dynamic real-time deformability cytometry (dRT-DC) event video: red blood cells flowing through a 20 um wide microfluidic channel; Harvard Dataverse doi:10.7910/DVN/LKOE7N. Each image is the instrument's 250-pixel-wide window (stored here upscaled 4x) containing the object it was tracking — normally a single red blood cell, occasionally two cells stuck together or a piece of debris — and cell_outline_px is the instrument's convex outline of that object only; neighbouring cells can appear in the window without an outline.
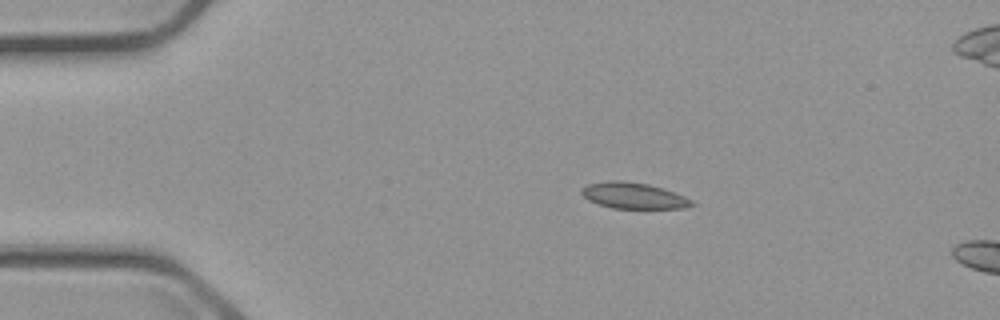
{"species": "common noctule bat (a hibernating species)", "species_latin": "Nyctalus noctula", "temperature_condition": "cold", "stored_images_in_passage": 4, "camera_frame_rate_fps": 3000, "um_per_image_px": 0.085, "animal": {"sex": "male", "body_mass_g": 23.1, "forearm_length_mm": 52.7}, "frame": {"image": 1, "passage_image": 2, "time_ms": 1.333, "image_size_px": [1000, 320], "cell_outline_px": [[696, 204], [684, 208], [612, 208], [588, 200], [580, 192], [580, 188], [588, 184], [608, 180], [620, 180], [648, 184], [684, 196], [692, 200]], "centroid_in_image_um": [53.81, 16.62], "position_along_channel_um": 31.2, "area_um2": 16.59}}